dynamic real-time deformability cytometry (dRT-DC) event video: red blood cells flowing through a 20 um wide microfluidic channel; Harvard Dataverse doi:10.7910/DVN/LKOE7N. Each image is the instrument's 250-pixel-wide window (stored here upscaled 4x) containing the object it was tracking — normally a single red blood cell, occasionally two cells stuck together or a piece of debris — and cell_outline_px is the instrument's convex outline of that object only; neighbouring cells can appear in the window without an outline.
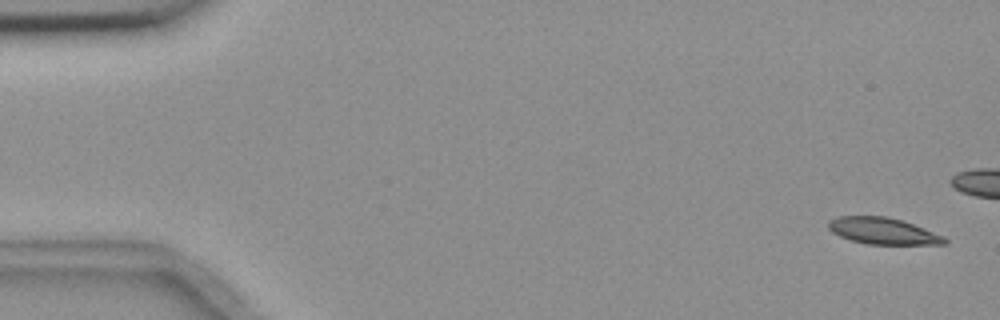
{"species": "common noctule bat (a hibernating species)", "species_latin": "Nyctalus noctula", "temperature_condition": "room temperature", "stored_images_in_passage": 6, "camera_frame_rate_fps": 3000, "um_per_image_px": 0.085, "animal": {"sex": "female", "body_mass_g": 18.4}, "frame": {"image": 1, "passage_image": 1, "time_ms": 0.0, "image_size_px": [1000, 320], "cell_outline_px": [[948, 244], [868, 244], [852, 240], [840, 236], [832, 232], [828, 228], [828, 220], [836, 216], [888, 216], [924, 228], [944, 236], [948, 240]], "centroid_in_image_um": [75.04, 19.63], "position_along_channel_um": 10.0, "area_um2": 17.92}}